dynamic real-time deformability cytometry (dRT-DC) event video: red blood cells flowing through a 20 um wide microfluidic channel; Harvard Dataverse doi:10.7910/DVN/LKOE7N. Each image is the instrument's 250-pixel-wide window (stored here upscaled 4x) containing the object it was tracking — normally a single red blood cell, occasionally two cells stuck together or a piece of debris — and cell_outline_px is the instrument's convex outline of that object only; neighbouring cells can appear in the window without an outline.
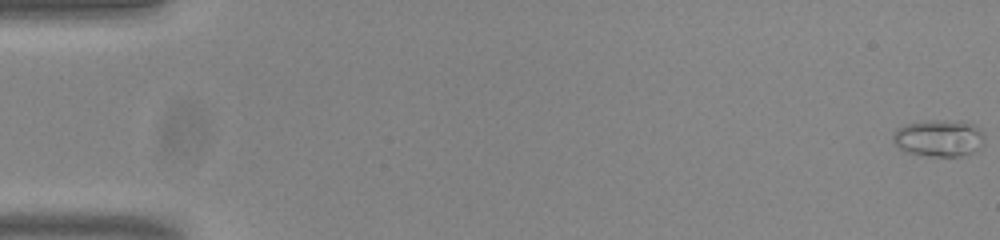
{"species": "common noctule bat (a hibernating species)", "species_latin": "Nyctalus noctula", "temperature_condition": "room temperature", "stored_images_in_passage": 55, "camera_frame_rate_fps": 3000, "um_per_image_px": 0.085, "animal": {"sex": "male", "body_mass_g": 20.0, "forearm_length_mm": 53.3}, "frame": {"image": 1, "passage_image": 1, "time_ms": 0.0, "image_size_px": [1000, 240], "cell_outline_px": [[984, 144], [980, 148], [964, 156], [928, 156], [908, 152], [900, 148], [892, 140], [892, 132], [896, 128], [904, 124], [928, 120], [960, 120], [972, 124], [980, 128], [984, 132]], "centroid_in_image_um": [79.82, 11.72], "position_along_channel_um": 5.2, "area_um2": 20.06}}
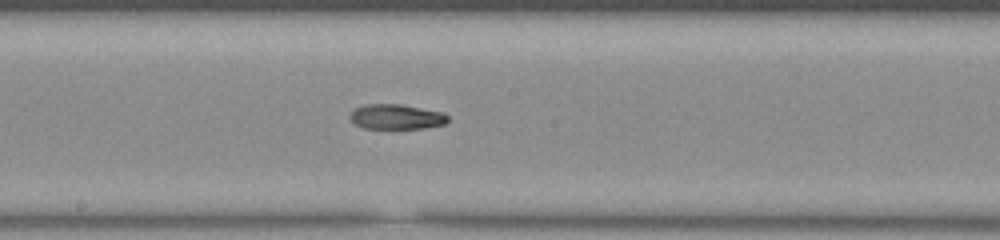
{"frame": {"image": 2, "passage_image": 30, "time_ms": 9.667, "image_size_px": [1000, 240], "cell_outline_px": [[448, 120], [444, 124], [424, 128], [364, 128], [356, 124], [352, 120], [352, 112], [356, 108], [364, 104], [400, 104], [444, 112], [448, 116]], "centroid_in_image_um": [33.73, 9.92], "position_along_channel_um": 214.5, "area_um2": 14.05}}
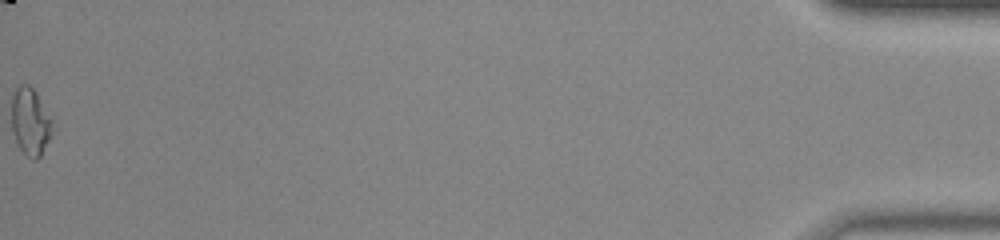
{"frame": {"image": 3, "passage_image": 55, "time_ms": 18.0, "image_size_px": [1000, 240], "cell_outline_px": [[52, 132], [40, 156], [36, 160], [32, 160], [20, 148], [16, 140], [12, 128], [12, 96], [16, 88], [20, 84], [28, 84], [36, 92], [52, 120]], "centroid_in_image_um": [2.57, 10.32], "position_along_channel_um": 432.6, "area_um2": 15.72}, "authors_computed_cell_mechanics": {"area_um2": 15.3748, "velocity_mm_per_s": 3.8397, "shape_relaxation_time_tau1_ms": null, "shape_relaxation_time_tau2_ms": 3.2452, "deformation_change_tau1": null, "deformation_change_tau2": 0.0978}}